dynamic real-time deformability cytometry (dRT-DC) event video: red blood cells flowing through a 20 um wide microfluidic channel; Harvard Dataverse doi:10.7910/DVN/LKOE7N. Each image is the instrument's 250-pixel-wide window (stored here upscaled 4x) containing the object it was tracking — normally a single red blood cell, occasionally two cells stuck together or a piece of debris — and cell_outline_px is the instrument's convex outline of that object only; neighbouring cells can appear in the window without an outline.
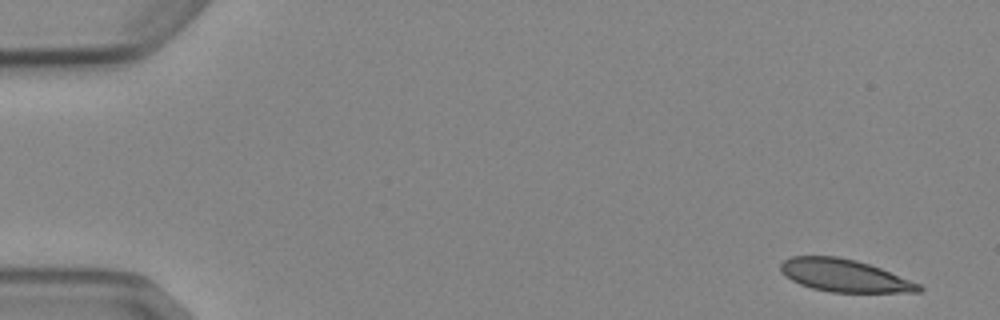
{"species": "Egyptian fruit bat (a non-hibernating species)", "species_latin": "Rousettus aegyptiacus", "temperature_condition": "cold", "stored_images_in_passage": 7, "camera_frame_rate_fps": 3000, "um_per_image_px": 0.085, "animal": {"sex": "female"}, "frame": {"image": 1, "passage_image": 1, "time_ms": 0.0, "image_size_px": [1000, 320], "cell_outline_px": [[924, 288], [920, 292], [832, 292], [812, 288], [800, 284], [792, 280], [780, 272], [780, 264], [784, 260], [792, 256], [836, 256], [856, 260], [880, 268], [920, 284]], "centroid_in_image_um": [71.76, 23.42], "position_along_channel_um": 13.2, "area_um2": 26.01}}
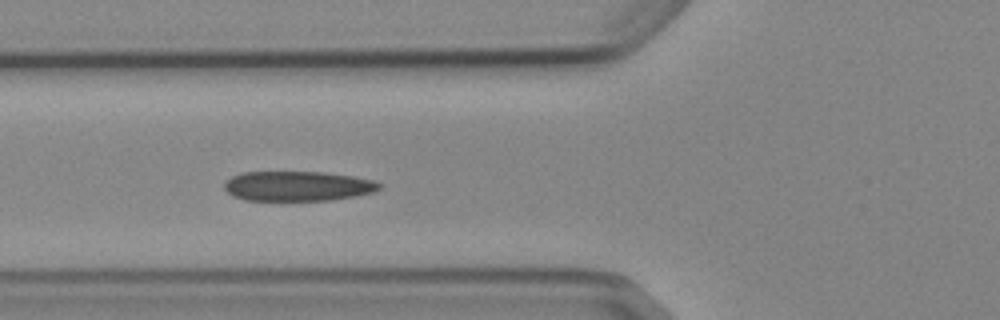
{"frame": {"image": 2, "passage_image": 6, "time_ms": 5.667, "image_size_px": [1000, 320], "cell_outline_px": [[380, 188], [372, 192], [332, 200], [244, 200], [232, 196], [224, 188], [224, 184], [232, 176], [240, 172], [324, 172], [352, 176], [376, 180], [380, 184]], "centroid_in_image_um": [25.28, 15.81], "position_along_channel_um": 100.5, "area_um2": 26.88}}